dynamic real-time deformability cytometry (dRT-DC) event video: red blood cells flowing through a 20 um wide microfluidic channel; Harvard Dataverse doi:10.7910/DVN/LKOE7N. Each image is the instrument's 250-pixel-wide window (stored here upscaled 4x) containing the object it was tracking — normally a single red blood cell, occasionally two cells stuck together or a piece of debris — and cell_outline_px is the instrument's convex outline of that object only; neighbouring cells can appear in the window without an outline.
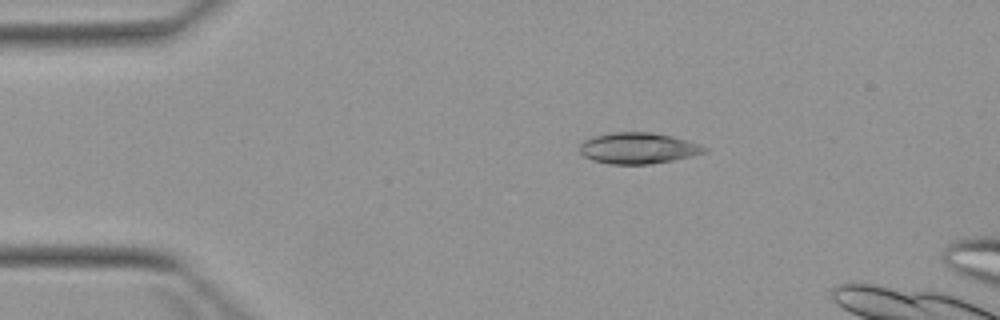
{"species": "Egyptian fruit bat (a non-hibernating species)", "species_latin": "Rousettus aegyptiacus", "temperature_condition": "warm", "stored_images_in_passage": 2, "camera_frame_rate_fps": 3000, "um_per_image_px": 0.085, "animal": {"sex": "female"}, "frame": {"image": 1, "passage_image": 1, "time_ms": 0.0, "image_size_px": [1000, 320], "cell_outline_px": [[708, 152], [692, 156], [652, 164], [608, 164], [592, 160], [584, 156], [580, 152], [580, 144], [584, 140], [596, 136], [612, 132], [652, 132], [672, 136], [700, 144], [708, 148]], "centroid_in_image_um": [54.26, 12.6], "position_along_channel_um": 30.7, "area_um2": 22.66}}